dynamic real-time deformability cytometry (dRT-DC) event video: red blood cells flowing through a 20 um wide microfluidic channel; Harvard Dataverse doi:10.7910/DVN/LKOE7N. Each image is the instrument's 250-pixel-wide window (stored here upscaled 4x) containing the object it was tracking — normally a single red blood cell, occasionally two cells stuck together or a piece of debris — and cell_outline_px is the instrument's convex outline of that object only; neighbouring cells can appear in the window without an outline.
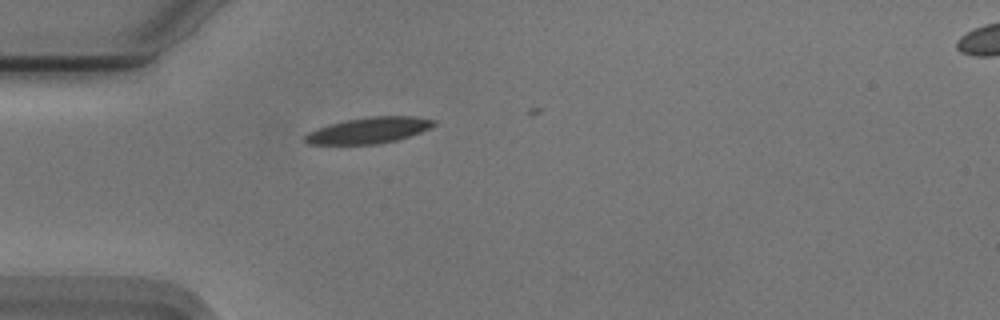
{"species": "Egyptian fruit bat (a non-hibernating species)", "species_latin": "Rousettus aegyptiacus", "temperature_condition": "cold", "stored_images_in_passage": 6, "camera_frame_rate_fps": 3000, "um_per_image_px": 0.085, "animal": {"sex": "male"}, "frame": {"image": 1, "passage_image": 1, "time_ms": 0.0, "image_size_px": [1000, 320], "cell_outline_px": [[436, 124], [420, 132], [396, 140], [380, 144], [308, 144], [304, 140], [304, 136], [308, 132], [328, 124], [348, 120], [372, 116], [412, 116], [436, 120]], "centroid_in_image_um": [31.34, 11.08], "position_along_channel_um": 53.7, "area_um2": 19.36}}
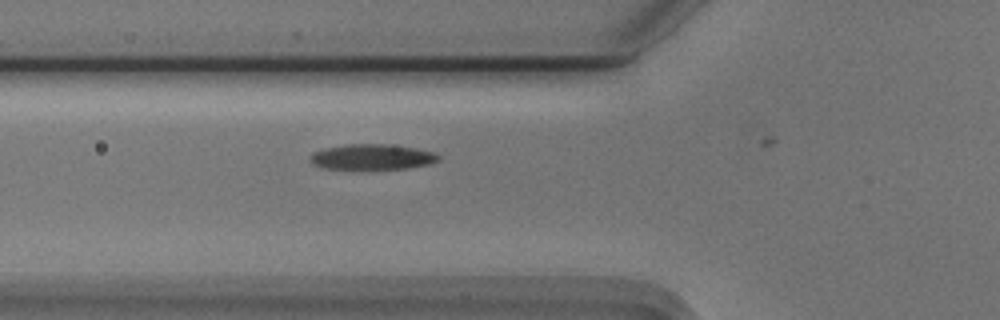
{"frame": {"image": 2, "passage_image": 5, "time_ms": 1.333, "image_size_px": [1000, 320], "cell_outline_px": [[440, 160], [428, 164], [408, 168], [364, 172], [320, 168], [312, 164], [308, 160], [308, 156], [312, 152], [324, 148], [348, 144], [388, 144], [416, 148], [432, 152], [440, 156]], "centroid_in_image_um": [31.53, 13.39], "position_along_channel_um": 94.3, "area_um2": 20.23}}